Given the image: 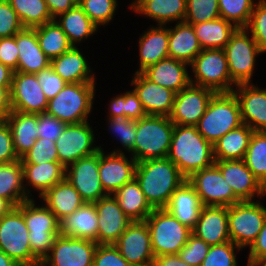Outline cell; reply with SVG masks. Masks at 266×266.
Here are the masks:
<instances>
[{
  "label": "cell",
  "mask_w": 266,
  "mask_h": 266,
  "mask_svg": "<svg viewBox=\"0 0 266 266\" xmlns=\"http://www.w3.org/2000/svg\"><path fill=\"white\" fill-rule=\"evenodd\" d=\"M24 29L8 0H0V38L12 37Z\"/></svg>",
  "instance_id": "cell-52"
},
{
  "label": "cell",
  "mask_w": 266,
  "mask_h": 266,
  "mask_svg": "<svg viewBox=\"0 0 266 266\" xmlns=\"http://www.w3.org/2000/svg\"><path fill=\"white\" fill-rule=\"evenodd\" d=\"M45 2L53 19H57L60 14L77 5L75 0H45Z\"/></svg>",
  "instance_id": "cell-60"
},
{
  "label": "cell",
  "mask_w": 266,
  "mask_h": 266,
  "mask_svg": "<svg viewBox=\"0 0 266 266\" xmlns=\"http://www.w3.org/2000/svg\"><path fill=\"white\" fill-rule=\"evenodd\" d=\"M193 28L202 49H224L237 29L234 24L221 17L193 24Z\"/></svg>",
  "instance_id": "cell-40"
},
{
  "label": "cell",
  "mask_w": 266,
  "mask_h": 266,
  "mask_svg": "<svg viewBox=\"0 0 266 266\" xmlns=\"http://www.w3.org/2000/svg\"><path fill=\"white\" fill-rule=\"evenodd\" d=\"M247 266H266V260L248 259Z\"/></svg>",
  "instance_id": "cell-67"
},
{
  "label": "cell",
  "mask_w": 266,
  "mask_h": 266,
  "mask_svg": "<svg viewBox=\"0 0 266 266\" xmlns=\"http://www.w3.org/2000/svg\"><path fill=\"white\" fill-rule=\"evenodd\" d=\"M14 71L0 62V87H5L9 92Z\"/></svg>",
  "instance_id": "cell-63"
},
{
  "label": "cell",
  "mask_w": 266,
  "mask_h": 266,
  "mask_svg": "<svg viewBox=\"0 0 266 266\" xmlns=\"http://www.w3.org/2000/svg\"><path fill=\"white\" fill-rule=\"evenodd\" d=\"M253 132L242 124L226 133L213 144L215 161L244 159Z\"/></svg>",
  "instance_id": "cell-36"
},
{
  "label": "cell",
  "mask_w": 266,
  "mask_h": 266,
  "mask_svg": "<svg viewBox=\"0 0 266 266\" xmlns=\"http://www.w3.org/2000/svg\"><path fill=\"white\" fill-rule=\"evenodd\" d=\"M248 259L266 260V219L258 236L250 246Z\"/></svg>",
  "instance_id": "cell-59"
},
{
  "label": "cell",
  "mask_w": 266,
  "mask_h": 266,
  "mask_svg": "<svg viewBox=\"0 0 266 266\" xmlns=\"http://www.w3.org/2000/svg\"><path fill=\"white\" fill-rule=\"evenodd\" d=\"M21 164H42L59 161L54 141L38 138L32 148L21 158Z\"/></svg>",
  "instance_id": "cell-47"
},
{
  "label": "cell",
  "mask_w": 266,
  "mask_h": 266,
  "mask_svg": "<svg viewBox=\"0 0 266 266\" xmlns=\"http://www.w3.org/2000/svg\"><path fill=\"white\" fill-rule=\"evenodd\" d=\"M4 119L9 124L12 132L14 150L21 158L38 139V114L10 110Z\"/></svg>",
  "instance_id": "cell-31"
},
{
  "label": "cell",
  "mask_w": 266,
  "mask_h": 266,
  "mask_svg": "<svg viewBox=\"0 0 266 266\" xmlns=\"http://www.w3.org/2000/svg\"><path fill=\"white\" fill-rule=\"evenodd\" d=\"M23 182L21 160L0 164V196L9 200L15 207L31 199V191Z\"/></svg>",
  "instance_id": "cell-35"
},
{
  "label": "cell",
  "mask_w": 266,
  "mask_h": 266,
  "mask_svg": "<svg viewBox=\"0 0 266 266\" xmlns=\"http://www.w3.org/2000/svg\"><path fill=\"white\" fill-rule=\"evenodd\" d=\"M147 116L137 94L132 91L124 93V118L139 120Z\"/></svg>",
  "instance_id": "cell-58"
},
{
  "label": "cell",
  "mask_w": 266,
  "mask_h": 266,
  "mask_svg": "<svg viewBox=\"0 0 266 266\" xmlns=\"http://www.w3.org/2000/svg\"><path fill=\"white\" fill-rule=\"evenodd\" d=\"M136 1H137V0H134V1L131 3L130 7H131Z\"/></svg>",
  "instance_id": "cell-68"
},
{
  "label": "cell",
  "mask_w": 266,
  "mask_h": 266,
  "mask_svg": "<svg viewBox=\"0 0 266 266\" xmlns=\"http://www.w3.org/2000/svg\"><path fill=\"white\" fill-rule=\"evenodd\" d=\"M24 183L39 191L41 197L52 186L65 178V167L59 162H45L42 164H21ZM25 179L27 181H25Z\"/></svg>",
  "instance_id": "cell-38"
},
{
  "label": "cell",
  "mask_w": 266,
  "mask_h": 266,
  "mask_svg": "<svg viewBox=\"0 0 266 266\" xmlns=\"http://www.w3.org/2000/svg\"><path fill=\"white\" fill-rule=\"evenodd\" d=\"M94 204L98 212L97 244H114L132 220L122 211L117 199L111 194Z\"/></svg>",
  "instance_id": "cell-21"
},
{
  "label": "cell",
  "mask_w": 266,
  "mask_h": 266,
  "mask_svg": "<svg viewBox=\"0 0 266 266\" xmlns=\"http://www.w3.org/2000/svg\"><path fill=\"white\" fill-rule=\"evenodd\" d=\"M93 129L88 121L66 124L55 141L59 162L66 168L75 161L91 156L102 148L94 144Z\"/></svg>",
  "instance_id": "cell-12"
},
{
  "label": "cell",
  "mask_w": 266,
  "mask_h": 266,
  "mask_svg": "<svg viewBox=\"0 0 266 266\" xmlns=\"http://www.w3.org/2000/svg\"><path fill=\"white\" fill-rule=\"evenodd\" d=\"M174 123L169 116L147 115L136 120V139L132 157L136 162L167 158Z\"/></svg>",
  "instance_id": "cell-3"
},
{
  "label": "cell",
  "mask_w": 266,
  "mask_h": 266,
  "mask_svg": "<svg viewBox=\"0 0 266 266\" xmlns=\"http://www.w3.org/2000/svg\"><path fill=\"white\" fill-rule=\"evenodd\" d=\"M136 160L126 157L121 150H114L106 155L101 149L99 151V177L104 191L114 194L124 184L135 178Z\"/></svg>",
  "instance_id": "cell-19"
},
{
  "label": "cell",
  "mask_w": 266,
  "mask_h": 266,
  "mask_svg": "<svg viewBox=\"0 0 266 266\" xmlns=\"http://www.w3.org/2000/svg\"><path fill=\"white\" fill-rule=\"evenodd\" d=\"M20 160L14 150L13 136L5 119L0 120V164Z\"/></svg>",
  "instance_id": "cell-56"
},
{
  "label": "cell",
  "mask_w": 266,
  "mask_h": 266,
  "mask_svg": "<svg viewBox=\"0 0 266 266\" xmlns=\"http://www.w3.org/2000/svg\"><path fill=\"white\" fill-rule=\"evenodd\" d=\"M108 118H124V93L112 98Z\"/></svg>",
  "instance_id": "cell-62"
},
{
  "label": "cell",
  "mask_w": 266,
  "mask_h": 266,
  "mask_svg": "<svg viewBox=\"0 0 266 266\" xmlns=\"http://www.w3.org/2000/svg\"><path fill=\"white\" fill-rule=\"evenodd\" d=\"M112 195L117 199L122 211L132 221H145L154 210L135 178L124 184Z\"/></svg>",
  "instance_id": "cell-37"
},
{
  "label": "cell",
  "mask_w": 266,
  "mask_h": 266,
  "mask_svg": "<svg viewBox=\"0 0 266 266\" xmlns=\"http://www.w3.org/2000/svg\"><path fill=\"white\" fill-rule=\"evenodd\" d=\"M86 58L78 47H72L59 57L51 60L50 66L66 83L95 82Z\"/></svg>",
  "instance_id": "cell-30"
},
{
  "label": "cell",
  "mask_w": 266,
  "mask_h": 266,
  "mask_svg": "<svg viewBox=\"0 0 266 266\" xmlns=\"http://www.w3.org/2000/svg\"><path fill=\"white\" fill-rule=\"evenodd\" d=\"M129 8L162 26L174 21L184 22L186 16V0H137Z\"/></svg>",
  "instance_id": "cell-32"
},
{
  "label": "cell",
  "mask_w": 266,
  "mask_h": 266,
  "mask_svg": "<svg viewBox=\"0 0 266 266\" xmlns=\"http://www.w3.org/2000/svg\"><path fill=\"white\" fill-rule=\"evenodd\" d=\"M245 29L252 35L260 50L266 52V0L255 3Z\"/></svg>",
  "instance_id": "cell-48"
},
{
  "label": "cell",
  "mask_w": 266,
  "mask_h": 266,
  "mask_svg": "<svg viewBox=\"0 0 266 266\" xmlns=\"http://www.w3.org/2000/svg\"><path fill=\"white\" fill-rule=\"evenodd\" d=\"M97 245L91 240L59 235L40 266H93Z\"/></svg>",
  "instance_id": "cell-16"
},
{
  "label": "cell",
  "mask_w": 266,
  "mask_h": 266,
  "mask_svg": "<svg viewBox=\"0 0 266 266\" xmlns=\"http://www.w3.org/2000/svg\"><path fill=\"white\" fill-rule=\"evenodd\" d=\"M0 266H20L6 253L0 250Z\"/></svg>",
  "instance_id": "cell-66"
},
{
  "label": "cell",
  "mask_w": 266,
  "mask_h": 266,
  "mask_svg": "<svg viewBox=\"0 0 266 266\" xmlns=\"http://www.w3.org/2000/svg\"><path fill=\"white\" fill-rule=\"evenodd\" d=\"M203 205L193 186L186 180L172 194L165 209L190 229L196 226Z\"/></svg>",
  "instance_id": "cell-28"
},
{
  "label": "cell",
  "mask_w": 266,
  "mask_h": 266,
  "mask_svg": "<svg viewBox=\"0 0 266 266\" xmlns=\"http://www.w3.org/2000/svg\"><path fill=\"white\" fill-rule=\"evenodd\" d=\"M9 93L11 111L39 114L47 110L48 100L36 74L15 71Z\"/></svg>",
  "instance_id": "cell-17"
},
{
  "label": "cell",
  "mask_w": 266,
  "mask_h": 266,
  "mask_svg": "<svg viewBox=\"0 0 266 266\" xmlns=\"http://www.w3.org/2000/svg\"><path fill=\"white\" fill-rule=\"evenodd\" d=\"M210 245L191 234L178 255L190 266H200L207 256Z\"/></svg>",
  "instance_id": "cell-51"
},
{
  "label": "cell",
  "mask_w": 266,
  "mask_h": 266,
  "mask_svg": "<svg viewBox=\"0 0 266 266\" xmlns=\"http://www.w3.org/2000/svg\"><path fill=\"white\" fill-rule=\"evenodd\" d=\"M254 0H218L220 17L237 28H245L255 6Z\"/></svg>",
  "instance_id": "cell-44"
},
{
  "label": "cell",
  "mask_w": 266,
  "mask_h": 266,
  "mask_svg": "<svg viewBox=\"0 0 266 266\" xmlns=\"http://www.w3.org/2000/svg\"><path fill=\"white\" fill-rule=\"evenodd\" d=\"M215 94L211 89L190 84L176 93L169 118L174 125L196 126Z\"/></svg>",
  "instance_id": "cell-18"
},
{
  "label": "cell",
  "mask_w": 266,
  "mask_h": 266,
  "mask_svg": "<svg viewBox=\"0 0 266 266\" xmlns=\"http://www.w3.org/2000/svg\"><path fill=\"white\" fill-rule=\"evenodd\" d=\"M266 208L260 201H240L228 206L230 241L241 249L251 246L263 227Z\"/></svg>",
  "instance_id": "cell-10"
},
{
  "label": "cell",
  "mask_w": 266,
  "mask_h": 266,
  "mask_svg": "<svg viewBox=\"0 0 266 266\" xmlns=\"http://www.w3.org/2000/svg\"><path fill=\"white\" fill-rule=\"evenodd\" d=\"M96 82L67 83L48 101L46 113L66 124L88 121L95 97Z\"/></svg>",
  "instance_id": "cell-6"
},
{
  "label": "cell",
  "mask_w": 266,
  "mask_h": 266,
  "mask_svg": "<svg viewBox=\"0 0 266 266\" xmlns=\"http://www.w3.org/2000/svg\"><path fill=\"white\" fill-rule=\"evenodd\" d=\"M34 29L40 48L50 60L59 57L73 47L55 19Z\"/></svg>",
  "instance_id": "cell-41"
},
{
  "label": "cell",
  "mask_w": 266,
  "mask_h": 266,
  "mask_svg": "<svg viewBox=\"0 0 266 266\" xmlns=\"http://www.w3.org/2000/svg\"><path fill=\"white\" fill-rule=\"evenodd\" d=\"M169 27L158 25L145 31L139 38V70L141 73L147 67L169 57L168 50Z\"/></svg>",
  "instance_id": "cell-29"
},
{
  "label": "cell",
  "mask_w": 266,
  "mask_h": 266,
  "mask_svg": "<svg viewBox=\"0 0 266 266\" xmlns=\"http://www.w3.org/2000/svg\"><path fill=\"white\" fill-rule=\"evenodd\" d=\"M145 221L154 256L178 254L192 234V229L180 223L165 208L154 209Z\"/></svg>",
  "instance_id": "cell-7"
},
{
  "label": "cell",
  "mask_w": 266,
  "mask_h": 266,
  "mask_svg": "<svg viewBox=\"0 0 266 266\" xmlns=\"http://www.w3.org/2000/svg\"><path fill=\"white\" fill-rule=\"evenodd\" d=\"M236 249L241 250L231 241L210 246L207 256L200 266H237Z\"/></svg>",
  "instance_id": "cell-49"
},
{
  "label": "cell",
  "mask_w": 266,
  "mask_h": 266,
  "mask_svg": "<svg viewBox=\"0 0 266 266\" xmlns=\"http://www.w3.org/2000/svg\"><path fill=\"white\" fill-rule=\"evenodd\" d=\"M232 92L240 105L242 123L253 131H266V89L253 83L238 84Z\"/></svg>",
  "instance_id": "cell-23"
},
{
  "label": "cell",
  "mask_w": 266,
  "mask_h": 266,
  "mask_svg": "<svg viewBox=\"0 0 266 266\" xmlns=\"http://www.w3.org/2000/svg\"><path fill=\"white\" fill-rule=\"evenodd\" d=\"M134 92L147 115L169 116L176 93L148 80L142 73H135L131 81Z\"/></svg>",
  "instance_id": "cell-22"
},
{
  "label": "cell",
  "mask_w": 266,
  "mask_h": 266,
  "mask_svg": "<svg viewBox=\"0 0 266 266\" xmlns=\"http://www.w3.org/2000/svg\"><path fill=\"white\" fill-rule=\"evenodd\" d=\"M135 179L154 209L165 208L172 194L187 180L168 158L138 162Z\"/></svg>",
  "instance_id": "cell-1"
},
{
  "label": "cell",
  "mask_w": 266,
  "mask_h": 266,
  "mask_svg": "<svg viewBox=\"0 0 266 266\" xmlns=\"http://www.w3.org/2000/svg\"><path fill=\"white\" fill-rule=\"evenodd\" d=\"M187 66L190 65L168 57L147 67L141 73L148 80L177 93L191 84Z\"/></svg>",
  "instance_id": "cell-25"
},
{
  "label": "cell",
  "mask_w": 266,
  "mask_h": 266,
  "mask_svg": "<svg viewBox=\"0 0 266 266\" xmlns=\"http://www.w3.org/2000/svg\"><path fill=\"white\" fill-rule=\"evenodd\" d=\"M219 17L218 0H186L185 23L193 25Z\"/></svg>",
  "instance_id": "cell-45"
},
{
  "label": "cell",
  "mask_w": 266,
  "mask_h": 266,
  "mask_svg": "<svg viewBox=\"0 0 266 266\" xmlns=\"http://www.w3.org/2000/svg\"><path fill=\"white\" fill-rule=\"evenodd\" d=\"M117 0H81L78 4L97 26L107 25L117 8Z\"/></svg>",
  "instance_id": "cell-46"
},
{
  "label": "cell",
  "mask_w": 266,
  "mask_h": 266,
  "mask_svg": "<svg viewBox=\"0 0 266 266\" xmlns=\"http://www.w3.org/2000/svg\"><path fill=\"white\" fill-rule=\"evenodd\" d=\"M187 181L195 189L203 206L228 207L241 201L215 164L194 172Z\"/></svg>",
  "instance_id": "cell-13"
},
{
  "label": "cell",
  "mask_w": 266,
  "mask_h": 266,
  "mask_svg": "<svg viewBox=\"0 0 266 266\" xmlns=\"http://www.w3.org/2000/svg\"><path fill=\"white\" fill-rule=\"evenodd\" d=\"M18 55L16 35L0 38V62L2 64L15 72L18 65Z\"/></svg>",
  "instance_id": "cell-57"
},
{
  "label": "cell",
  "mask_w": 266,
  "mask_h": 266,
  "mask_svg": "<svg viewBox=\"0 0 266 266\" xmlns=\"http://www.w3.org/2000/svg\"><path fill=\"white\" fill-rule=\"evenodd\" d=\"M10 111V93L5 87H0V119H4Z\"/></svg>",
  "instance_id": "cell-64"
},
{
  "label": "cell",
  "mask_w": 266,
  "mask_h": 266,
  "mask_svg": "<svg viewBox=\"0 0 266 266\" xmlns=\"http://www.w3.org/2000/svg\"><path fill=\"white\" fill-rule=\"evenodd\" d=\"M113 245L131 266H152L154 253L146 221H132Z\"/></svg>",
  "instance_id": "cell-15"
},
{
  "label": "cell",
  "mask_w": 266,
  "mask_h": 266,
  "mask_svg": "<svg viewBox=\"0 0 266 266\" xmlns=\"http://www.w3.org/2000/svg\"><path fill=\"white\" fill-rule=\"evenodd\" d=\"M24 28H35L54 20L45 0H8Z\"/></svg>",
  "instance_id": "cell-42"
},
{
  "label": "cell",
  "mask_w": 266,
  "mask_h": 266,
  "mask_svg": "<svg viewBox=\"0 0 266 266\" xmlns=\"http://www.w3.org/2000/svg\"><path fill=\"white\" fill-rule=\"evenodd\" d=\"M40 199L60 221L76 211L84 201L66 178L47 190Z\"/></svg>",
  "instance_id": "cell-34"
},
{
  "label": "cell",
  "mask_w": 266,
  "mask_h": 266,
  "mask_svg": "<svg viewBox=\"0 0 266 266\" xmlns=\"http://www.w3.org/2000/svg\"><path fill=\"white\" fill-rule=\"evenodd\" d=\"M65 126L66 123L61 122L59 119L46 112L38 114V138H44L55 142Z\"/></svg>",
  "instance_id": "cell-55"
},
{
  "label": "cell",
  "mask_w": 266,
  "mask_h": 266,
  "mask_svg": "<svg viewBox=\"0 0 266 266\" xmlns=\"http://www.w3.org/2000/svg\"><path fill=\"white\" fill-rule=\"evenodd\" d=\"M240 105L233 92L216 93L196 125L198 132L214 144L229 131L242 125Z\"/></svg>",
  "instance_id": "cell-4"
},
{
  "label": "cell",
  "mask_w": 266,
  "mask_h": 266,
  "mask_svg": "<svg viewBox=\"0 0 266 266\" xmlns=\"http://www.w3.org/2000/svg\"><path fill=\"white\" fill-rule=\"evenodd\" d=\"M93 266H131L113 244H98L94 256Z\"/></svg>",
  "instance_id": "cell-53"
},
{
  "label": "cell",
  "mask_w": 266,
  "mask_h": 266,
  "mask_svg": "<svg viewBox=\"0 0 266 266\" xmlns=\"http://www.w3.org/2000/svg\"><path fill=\"white\" fill-rule=\"evenodd\" d=\"M194 80L191 84L216 93H230L237 85L231 80L224 49H202L190 64ZM233 85V86H232Z\"/></svg>",
  "instance_id": "cell-8"
},
{
  "label": "cell",
  "mask_w": 266,
  "mask_h": 266,
  "mask_svg": "<svg viewBox=\"0 0 266 266\" xmlns=\"http://www.w3.org/2000/svg\"><path fill=\"white\" fill-rule=\"evenodd\" d=\"M28 236L23 214L16 207L0 218V250L20 266H40L32 255Z\"/></svg>",
  "instance_id": "cell-9"
},
{
  "label": "cell",
  "mask_w": 266,
  "mask_h": 266,
  "mask_svg": "<svg viewBox=\"0 0 266 266\" xmlns=\"http://www.w3.org/2000/svg\"><path fill=\"white\" fill-rule=\"evenodd\" d=\"M167 158L186 179L215 162L213 144L198 132L196 126L188 125H174Z\"/></svg>",
  "instance_id": "cell-2"
},
{
  "label": "cell",
  "mask_w": 266,
  "mask_h": 266,
  "mask_svg": "<svg viewBox=\"0 0 266 266\" xmlns=\"http://www.w3.org/2000/svg\"><path fill=\"white\" fill-rule=\"evenodd\" d=\"M15 206L7 199L0 196V218L10 213Z\"/></svg>",
  "instance_id": "cell-65"
},
{
  "label": "cell",
  "mask_w": 266,
  "mask_h": 266,
  "mask_svg": "<svg viewBox=\"0 0 266 266\" xmlns=\"http://www.w3.org/2000/svg\"><path fill=\"white\" fill-rule=\"evenodd\" d=\"M38 83L42 87L46 99H53L67 84L55 71L49 66L47 69L35 73Z\"/></svg>",
  "instance_id": "cell-54"
},
{
  "label": "cell",
  "mask_w": 266,
  "mask_h": 266,
  "mask_svg": "<svg viewBox=\"0 0 266 266\" xmlns=\"http://www.w3.org/2000/svg\"><path fill=\"white\" fill-rule=\"evenodd\" d=\"M71 167V168H70ZM99 151L81 158L65 168V178L84 202L94 203L108 195L99 177Z\"/></svg>",
  "instance_id": "cell-14"
},
{
  "label": "cell",
  "mask_w": 266,
  "mask_h": 266,
  "mask_svg": "<svg viewBox=\"0 0 266 266\" xmlns=\"http://www.w3.org/2000/svg\"><path fill=\"white\" fill-rule=\"evenodd\" d=\"M59 19V20H58ZM55 21L60 25L62 31L67 35L70 44L76 47V44L85 38L97 32L99 28L86 15L83 9L77 4L74 8L62 13Z\"/></svg>",
  "instance_id": "cell-39"
},
{
  "label": "cell",
  "mask_w": 266,
  "mask_h": 266,
  "mask_svg": "<svg viewBox=\"0 0 266 266\" xmlns=\"http://www.w3.org/2000/svg\"><path fill=\"white\" fill-rule=\"evenodd\" d=\"M192 234L210 246L230 241L228 207L203 206Z\"/></svg>",
  "instance_id": "cell-24"
},
{
  "label": "cell",
  "mask_w": 266,
  "mask_h": 266,
  "mask_svg": "<svg viewBox=\"0 0 266 266\" xmlns=\"http://www.w3.org/2000/svg\"><path fill=\"white\" fill-rule=\"evenodd\" d=\"M245 28H237L224 47L231 80L236 84L250 83L255 61L263 52Z\"/></svg>",
  "instance_id": "cell-11"
},
{
  "label": "cell",
  "mask_w": 266,
  "mask_h": 266,
  "mask_svg": "<svg viewBox=\"0 0 266 266\" xmlns=\"http://www.w3.org/2000/svg\"><path fill=\"white\" fill-rule=\"evenodd\" d=\"M243 160L266 188V131L253 132Z\"/></svg>",
  "instance_id": "cell-43"
},
{
  "label": "cell",
  "mask_w": 266,
  "mask_h": 266,
  "mask_svg": "<svg viewBox=\"0 0 266 266\" xmlns=\"http://www.w3.org/2000/svg\"><path fill=\"white\" fill-rule=\"evenodd\" d=\"M98 212L94 203L84 202L76 211L59 221V235L97 243Z\"/></svg>",
  "instance_id": "cell-26"
},
{
  "label": "cell",
  "mask_w": 266,
  "mask_h": 266,
  "mask_svg": "<svg viewBox=\"0 0 266 266\" xmlns=\"http://www.w3.org/2000/svg\"><path fill=\"white\" fill-rule=\"evenodd\" d=\"M16 208L25 219L32 255L41 263L59 236V221L45 205L36 206L33 198L22 202Z\"/></svg>",
  "instance_id": "cell-5"
},
{
  "label": "cell",
  "mask_w": 266,
  "mask_h": 266,
  "mask_svg": "<svg viewBox=\"0 0 266 266\" xmlns=\"http://www.w3.org/2000/svg\"><path fill=\"white\" fill-rule=\"evenodd\" d=\"M168 50L170 58L190 65L202 51L193 25L177 22L175 27L169 28Z\"/></svg>",
  "instance_id": "cell-33"
},
{
  "label": "cell",
  "mask_w": 266,
  "mask_h": 266,
  "mask_svg": "<svg viewBox=\"0 0 266 266\" xmlns=\"http://www.w3.org/2000/svg\"><path fill=\"white\" fill-rule=\"evenodd\" d=\"M16 44L19 53L16 71L35 74L50 66L51 60L40 48L34 28H24L17 33Z\"/></svg>",
  "instance_id": "cell-27"
},
{
  "label": "cell",
  "mask_w": 266,
  "mask_h": 266,
  "mask_svg": "<svg viewBox=\"0 0 266 266\" xmlns=\"http://www.w3.org/2000/svg\"><path fill=\"white\" fill-rule=\"evenodd\" d=\"M152 266H190L178 254L154 256Z\"/></svg>",
  "instance_id": "cell-61"
},
{
  "label": "cell",
  "mask_w": 266,
  "mask_h": 266,
  "mask_svg": "<svg viewBox=\"0 0 266 266\" xmlns=\"http://www.w3.org/2000/svg\"><path fill=\"white\" fill-rule=\"evenodd\" d=\"M214 164L241 201H254L256 196L261 198L266 195V188L246 166L243 159L215 161Z\"/></svg>",
  "instance_id": "cell-20"
},
{
  "label": "cell",
  "mask_w": 266,
  "mask_h": 266,
  "mask_svg": "<svg viewBox=\"0 0 266 266\" xmlns=\"http://www.w3.org/2000/svg\"><path fill=\"white\" fill-rule=\"evenodd\" d=\"M108 128L119 137V141L128 152L133 151L136 139V120L129 118H107ZM116 136V137H117Z\"/></svg>",
  "instance_id": "cell-50"
}]
</instances>
